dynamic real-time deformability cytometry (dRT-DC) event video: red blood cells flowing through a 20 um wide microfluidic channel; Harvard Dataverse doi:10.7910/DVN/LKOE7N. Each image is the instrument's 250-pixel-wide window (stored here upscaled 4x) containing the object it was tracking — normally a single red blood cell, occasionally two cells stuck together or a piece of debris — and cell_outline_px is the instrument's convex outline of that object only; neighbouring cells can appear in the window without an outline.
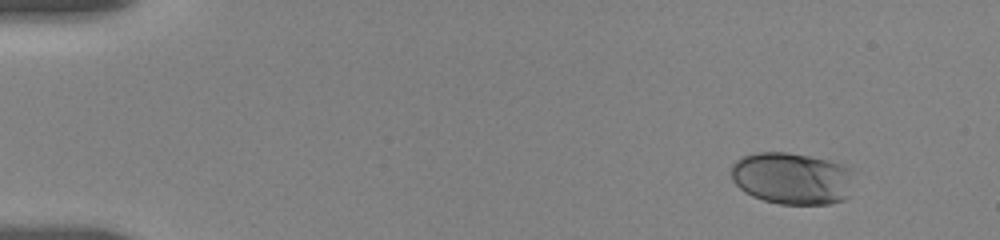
{"species": "human", "species_latin": "Homo sapiens", "temperature_condition": "room temperature", "stored_images_in_passage": 87, "camera_frame_rate_fps": 3000, "um_per_image_px": 0.085, "donor": {"sex": "female"}, "frame": {"image": 1, "passage_image": 1, "time_ms": 0.0, "image_size_px": [1000, 240], "cell_outline_px": [[852, 172], [848, 196], [844, 200], [832, 204], [780, 204], [764, 200], [752, 196], [744, 192], [732, 180], [732, 164], [736, 160], [752, 152], [788, 152], [828, 160], [840, 164], [848, 168]], "centroid_in_image_um": [67.29, 15.16], "position_along_channel_um": 17.7, "area_um2": 37.17}}
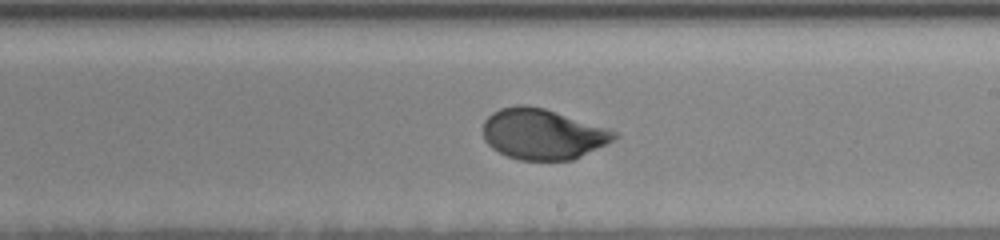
{"frame": {"image": 2, "passage_image": 39, "time_ms": 9.333, "image_size_px": [1000, 240], "cell_outline_px": [[620, 136], [572, 160], [520, 160], [508, 156], [492, 148], [484, 140], [484, 120], [492, 112], [500, 108], [516, 104], [524, 104], [544, 108], [608, 128], [616, 132]], "centroid_in_image_um": [46.09, 11.38], "position_along_channel_um": 242.9, "area_um2": 38.44}}
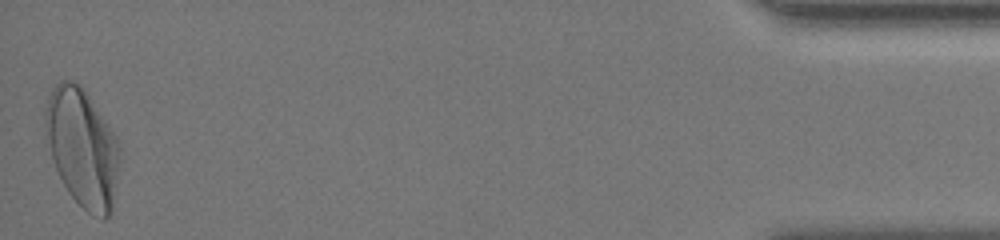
{"frame": {"image": 3, "passage_image": 86, "time_ms": 16.667, "image_size_px": [1000, 240], "cell_outline_px": [[120, 160], [112, 212], [104, 220], [92, 216], [68, 192], [52, 160], [44, 124], [44, 112], [48, 96], [52, 88], [60, 80], [72, 80], [80, 84], [84, 88], [112, 132], [120, 148]], "centroid_in_image_um": [6.99, 12.56], "position_along_channel_um": 428.2, "area_um2": 51.04}, "authors_computed_cell_mechanics": {"area_um2": 38.5526, "velocity_mm_per_s": 3.6368, "shape_relaxation_time_tau1_ms": 3.7191, "shape_relaxation_time_tau2_ms": null, "deformation_change_tau1": 0.1621, "deformation_change_tau2": null}}